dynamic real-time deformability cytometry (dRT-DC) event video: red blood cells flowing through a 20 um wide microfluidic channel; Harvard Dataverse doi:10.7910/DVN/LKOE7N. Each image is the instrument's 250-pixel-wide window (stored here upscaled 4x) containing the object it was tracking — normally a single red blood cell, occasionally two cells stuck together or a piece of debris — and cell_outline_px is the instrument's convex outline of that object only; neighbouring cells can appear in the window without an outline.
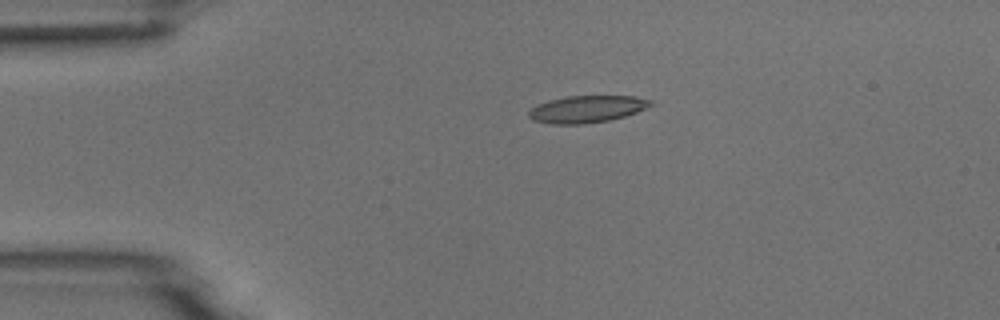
{"species": "common noctule bat (a hibernating species)", "species_latin": "Nyctalus noctula", "temperature_condition": "room temperature", "stored_images_in_passage": 5, "camera_frame_rate_fps": 3000, "um_per_image_px": 0.085, "animal": {"sex": "male", "body_mass_g": 18.8}, "frame": {"image": 1, "passage_image": 4, "time_ms": 3.333, "image_size_px": [1000, 320], "cell_outline_px": [[652, 104], [636, 112], [624, 116], [608, 120], [584, 124], [552, 124], [532, 120], [528, 116], [528, 112], [536, 104], [548, 100], [568, 96], [636, 96], [652, 100]], "centroid_in_image_um": [49.84, 9.27], "position_along_channel_um": 35.2, "area_um2": 19.13}}